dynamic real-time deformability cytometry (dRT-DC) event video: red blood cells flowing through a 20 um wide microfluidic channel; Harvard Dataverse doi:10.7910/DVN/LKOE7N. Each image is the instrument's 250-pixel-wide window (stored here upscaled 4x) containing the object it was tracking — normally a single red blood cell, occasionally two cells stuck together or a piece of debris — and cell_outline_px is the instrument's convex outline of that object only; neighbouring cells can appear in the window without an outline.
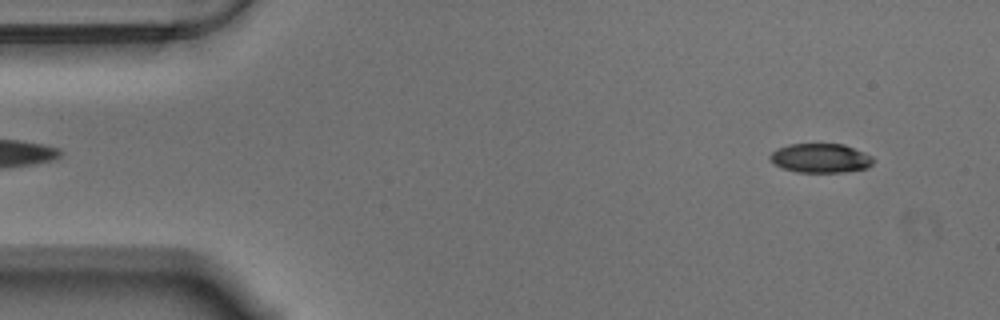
{"species": "Egyptian fruit bat (a non-hibernating species)", "species_latin": "Rousettus aegyptiacus", "temperature_condition": "warm", "stored_images_in_passage": 56, "camera_frame_rate_fps": 3000, "um_per_image_px": 0.085, "animal": {"sex": "male"}, "frame": {"image": 1, "passage_image": 4, "time_ms": 1.0, "image_size_px": [1000, 320], "cell_outline_px": [[876, 160], [868, 168], [844, 172], [796, 172], [784, 168], [776, 164], [768, 156], [772, 152], [788, 144], [844, 144], [872, 156]], "centroid_in_image_um": [69.79, 13.44], "position_along_channel_um": 15.2, "area_um2": 17.46}}
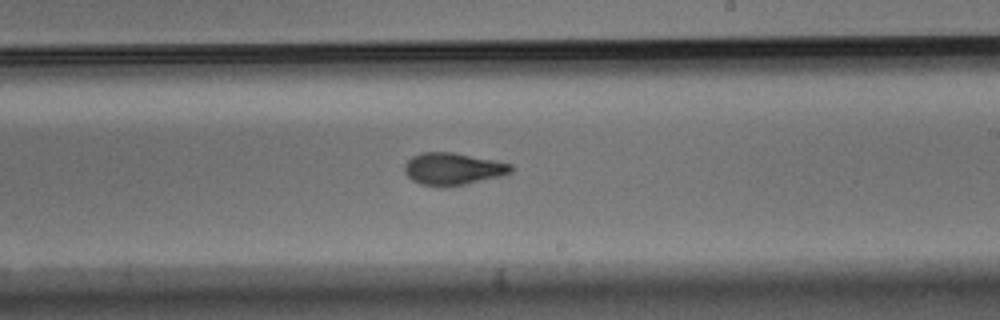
{"frame": {"image": 2, "passage_image": 32, "time_ms": 10.333, "image_size_px": [1000, 320], "cell_outline_px": [[512, 172], [500, 176], [464, 184], [440, 188], [420, 184], [412, 180], [404, 172], [404, 164], [412, 156], [420, 152], [452, 152], [496, 160], [512, 164]], "centroid_in_image_um": [38.46, 14.35], "position_along_channel_um": 250.5, "area_um2": 20.11}}
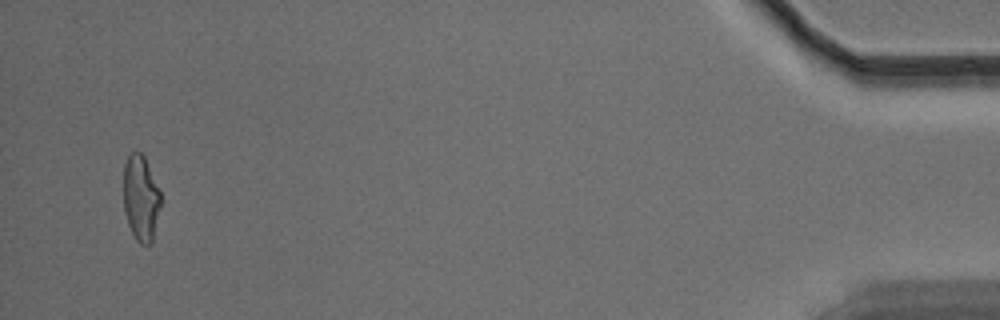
{"frame": {"image": 3, "passage_image": 54, "time_ms": 17.667, "image_size_px": [1000, 320], "cell_outline_px": [[160, 208], [152, 244], [140, 244], [136, 240], [128, 224], [124, 212], [124, 164], [128, 156], [132, 152], [140, 152], [144, 156], [160, 192]], "centroid_in_image_um": [11.97, 16.87], "position_along_channel_um": 423.2, "area_um2": 18.5}, "authors_computed_cell_mechanics": {"area_um2": 19.5942, "velocity_mm_per_s": 3.5345, "shape_relaxation_time_tau1_ms": 5.5679, "shape_relaxation_time_tau2_ms": 2.4549, "deformation_change_tau1": 0.1727, "deformation_change_tau2": 0.0878}}